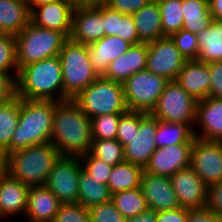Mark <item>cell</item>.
<instances>
[{
	"instance_id": "1",
	"label": "cell",
	"mask_w": 222,
	"mask_h": 222,
	"mask_svg": "<svg viewBox=\"0 0 222 222\" xmlns=\"http://www.w3.org/2000/svg\"><path fill=\"white\" fill-rule=\"evenodd\" d=\"M91 119L72 100L56 104L51 143L61 156H81L90 152L92 145Z\"/></svg>"
},
{
	"instance_id": "2",
	"label": "cell",
	"mask_w": 222,
	"mask_h": 222,
	"mask_svg": "<svg viewBox=\"0 0 222 222\" xmlns=\"http://www.w3.org/2000/svg\"><path fill=\"white\" fill-rule=\"evenodd\" d=\"M57 101L20 98L19 120L10 147L3 154L25 149L29 146L51 142L53 117Z\"/></svg>"
},
{
	"instance_id": "3",
	"label": "cell",
	"mask_w": 222,
	"mask_h": 222,
	"mask_svg": "<svg viewBox=\"0 0 222 222\" xmlns=\"http://www.w3.org/2000/svg\"><path fill=\"white\" fill-rule=\"evenodd\" d=\"M16 96L31 100L63 101L59 55L23 66L16 78Z\"/></svg>"
},
{
	"instance_id": "4",
	"label": "cell",
	"mask_w": 222,
	"mask_h": 222,
	"mask_svg": "<svg viewBox=\"0 0 222 222\" xmlns=\"http://www.w3.org/2000/svg\"><path fill=\"white\" fill-rule=\"evenodd\" d=\"M60 156L51 142L36 144L8 154L3 170L29 187L43 186Z\"/></svg>"
},
{
	"instance_id": "5",
	"label": "cell",
	"mask_w": 222,
	"mask_h": 222,
	"mask_svg": "<svg viewBox=\"0 0 222 222\" xmlns=\"http://www.w3.org/2000/svg\"><path fill=\"white\" fill-rule=\"evenodd\" d=\"M59 58L62 66L63 101L74 99L99 77L93 70L86 44L68 39Z\"/></svg>"
},
{
	"instance_id": "6",
	"label": "cell",
	"mask_w": 222,
	"mask_h": 222,
	"mask_svg": "<svg viewBox=\"0 0 222 222\" xmlns=\"http://www.w3.org/2000/svg\"><path fill=\"white\" fill-rule=\"evenodd\" d=\"M90 119L128 112L122 83L98 77L72 99Z\"/></svg>"
},
{
	"instance_id": "7",
	"label": "cell",
	"mask_w": 222,
	"mask_h": 222,
	"mask_svg": "<svg viewBox=\"0 0 222 222\" xmlns=\"http://www.w3.org/2000/svg\"><path fill=\"white\" fill-rule=\"evenodd\" d=\"M15 39L19 70L28 64L58 56L68 40L63 33L31 22L15 36Z\"/></svg>"
},
{
	"instance_id": "8",
	"label": "cell",
	"mask_w": 222,
	"mask_h": 222,
	"mask_svg": "<svg viewBox=\"0 0 222 222\" xmlns=\"http://www.w3.org/2000/svg\"><path fill=\"white\" fill-rule=\"evenodd\" d=\"M197 103L196 98L187 93L175 80H171L165 85L150 114L164 122L184 123L193 128L196 124Z\"/></svg>"
},
{
	"instance_id": "9",
	"label": "cell",
	"mask_w": 222,
	"mask_h": 222,
	"mask_svg": "<svg viewBox=\"0 0 222 222\" xmlns=\"http://www.w3.org/2000/svg\"><path fill=\"white\" fill-rule=\"evenodd\" d=\"M168 80L147 69L133 74L124 83V94L129 111L151 113Z\"/></svg>"
},
{
	"instance_id": "10",
	"label": "cell",
	"mask_w": 222,
	"mask_h": 222,
	"mask_svg": "<svg viewBox=\"0 0 222 222\" xmlns=\"http://www.w3.org/2000/svg\"><path fill=\"white\" fill-rule=\"evenodd\" d=\"M81 169L79 156H60L54 163L44 185L61 203H77Z\"/></svg>"
},
{
	"instance_id": "11",
	"label": "cell",
	"mask_w": 222,
	"mask_h": 222,
	"mask_svg": "<svg viewBox=\"0 0 222 222\" xmlns=\"http://www.w3.org/2000/svg\"><path fill=\"white\" fill-rule=\"evenodd\" d=\"M186 60L169 36L148 43L146 69L168 81L176 80Z\"/></svg>"
},
{
	"instance_id": "12",
	"label": "cell",
	"mask_w": 222,
	"mask_h": 222,
	"mask_svg": "<svg viewBox=\"0 0 222 222\" xmlns=\"http://www.w3.org/2000/svg\"><path fill=\"white\" fill-rule=\"evenodd\" d=\"M190 166L208 187L220 183L222 181V142L195 137Z\"/></svg>"
},
{
	"instance_id": "13",
	"label": "cell",
	"mask_w": 222,
	"mask_h": 222,
	"mask_svg": "<svg viewBox=\"0 0 222 222\" xmlns=\"http://www.w3.org/2000/svg\"><path fill=\"white\" fill-rule=\"evenodd\" d=\"M180 207L201 209L207 207L209 187L190 166L170 177Z\"/></svg>"
},
{
	"instance_id": "14",
	"label": "cell",
	"mask_w": 222,
	"mask_h": 222,
	"mask_svg": "<svg viewBox=\"0 0 222 222\" xmlns=\"http://www.w3.org/2000/svg\"><path fill=\"white\" fill-rule=\"evenodd\" d=\"M193 144H177L156 148L144 171L171 177L178 170L190 167Z\"/></svg>"
},
{
	"instance_id": "15",
	"label": "cell",
	"mask_w": 222,
	"mask_h": 222,
	"mask_svg": "<svg viewBox=\"0 0 222 222\" xmlns=\"http://www.w3.org/2000/svg\"><path fill=\"white\" fill-rule=\"evenodd\" d=\"M157 130V118L147 113L141 120L138 133L123 146L125 161L141 166L148 165L151 155L156 150L154 137Z\"/></svg>"
},
{
	"instance_id": "16",
	"label": "cell",
	"mask_w": 222,
	"mask_h": 222,
	"mask_svg": "<svg viewBox=\"0 0 222 222\" xmlns=\"http://www.w3.org/2000/svg\"><path fill=\"white\" fill-rule=\"evenodd\" d=\"M140 187L148 209L159 212L180 208L170 177L143 171Z\"/></svg>"
},
{
	"instance_id": "17",
	"label": "cell",
	"mask_w": 222,
	"mask_h": 222,
	"mask_svg": "<svg viewBox=\"0 0 222 222\" xmlns=\"http://www.w3.org/2000/svg\"><path fill=\"white\" fill-rule=\"evenodd\" d=\"M74 9L71 1L44 4L31 11L30 22L63 33L69 39Z\"/></svg>"
},
{
	"instance_id": "18",
	"label": "cell",
	"mask_w": 222,
	"mask_h": 222,
	"mask_svg": "<svg viewBox=\"0 0 222 222\" xmlns=\"http://www.w3.org/2000/svg\"><path fill=\"white\" fill-rule=\"evenodd\" d=\"M104 37L103 6L100 8H75L69 39L89 45Z\"/></svg>"
},
{
	"instance_id": "19",
	"label": "cell",
	"mask_w": 222,
	"mask_h": 222,
	"mask_svg": "<svg viewBox=\"0 0 222 222\" xmlns=\"http://www.w3.org/2000/svg\"><path fill=\"white\" fill-rule=\"evenodd\" d=\"M196 123L201 133L193 129L194 137L207 141H222V99L206 97L198 100Z\"/></svg>"
},
{
	"instance_id": "20",
	"label": "cell",
	"mask_w": 222,
	"mask_h": 222,
	"mask_svg": "<svg viewBox=\"0 0 222 222\" xmlns=\"http://www.w3.org/2000/svg\"><path fill=\"white\" fill-rule=\"evenodd\" d=\"M147 54V43L132 45L125 54L110 62L103 77L123 84L133 74L146 69Z\"/></svg>"
},
{
	"instance_id": "21",
	"label": "cell",
	"mask_w": 222,
	"mask_h": 222,
	"mask_svg": "<svg viewBox=\"0 0 222 222\" xmlns=\"http://www.w3.org/2000/svg\"><path fill=\"white\" fill-rule=\"evenodd\" d=\"M29 188L4 170L0 172V218L26 213Z\"/></svg>"
},
{
	"instance_id": "22",
	"label": "cell",
	"mask_w": 222,
	"mask_h": 222,
	"mask_svg": "<svg viewBox=\"0 0 222 222\" xmlns=\"http://www.w3.org/2000/svg\"><path fill=\"white\" fill-rule=\"evenodd\" d=\"M131 46V43L118 36H104L102 39L90 43L88 55L93 70L99 77L104 76L110 62L125 54Z\"/></svg>"
},
{
	"instance_id": "23",
	"label": "cell",
	"mask_w": 222,
	"mask_h": 222,
	"mask_svg": "<svg viewBox=\"0 0 222 222\" xmlns=\"http://www.w3.org/2000/svg\"><path fill=\"white\" fill-rule=\"evenodd\" d=\"M60 204L45 185L30 187L25 216L28 222H53Z\"/></svg>"
},
{
	"instance_id": "24",
	"label": "cell",
	"mask_w": 222,
	"mask_h": 222,
	"mask_svg": "<svg viewBox=\"0 0 222 222\" xmlns=\"http://www.w3.org/2000/svg\"><path fill=\"white\" fill-rule=\"evenodd\" d=\"M175 81L197 100L205 99L209 96L211 84L208 63L186 61Z\"/></svg>"
},
{
	"instance_id": "25",
	"label": "cell",
	"mask_w": 222,
	"mask_h": 222,
	"mask_svg": "<svg viewBox=\"0 0 222 222\" xmlns=\"http://www.w3.org/2000/svg\"><path fill=\"white\" fill-rule=\"evenodd\" d=\"M139 43H151L163 35L162 17L156 0L132 14Z\"/></svg>"
},
{
	"instance_id": "26",
	"label": "cell",
	"mask_w": 222,
	"mask_h": 222,
	"mask_svg": "<svg viewBox=\"0 0 222 222\" xmlns=\"http://www.w3.org/2000/svg\"><path fill=\"white\" fill-rule=\"evenodd\" d=\"M26 0H0V33L17 36L30 23Z\"/></svg>"
},
{
	"instance_id": "27",
	"label": "cell",
	"mask_w": 222,
	"mask_h": 222,
	"mask_svg": "<svg viewBox=\"0 0 222 222\" xmlns=\"http://www.w3.org/2000/svg\"><path fill=\"white\" fill-rule=\"evenodd\" d=\"M198 57L203 63L222 61V21L213 20L209 27L197 34Z\"/></svg>"
},
{
	"instance_id": "28",
	"label": "cell",
	"mask_w": 222,
	"mask_h": 222,
	"mask_svg": "<svg viewBox=\"0 0 222 222\" xmlns=\"http://www.w3.org/2000/svg\"><path fill=\"white\" fill-rule=\"evenodd\" d=\"M182 12V29L196 35L209 27L213 21L209 0H182Z\"/></svg>"
},
{
	"instance_id": "29",
	"label": "cell",
	"mask_w": 222,
	"mask_h": 222,
	"mask_svg": "<svg viewBox=\"0 0 222 222\" xmlns=\"http://www.w3.org/2000/svg\"><path fill=\"white\" fill-rule=\"evenodd\" d=\"M111 197L112 194L107 184L99 183V181L92 178L86 171L83 169L80 170L77 203L90 208L94 205L111 201Z\"/></svg>"
},
{
	"instance_id": "30",
	"label": "cell",
	"mask_w": 222,
	"mask_h": 222,
	"mask_svg": "<svg viewBox=\"0 0 222 222\" xmlns=\"http://www.w3.org/2000/svg\"><path fill=\"white\" fill-rule=\"evenodd\" d=\"M193 129L188 124L164 122L157 119V130L154 142L157 148L177 144H193Z\"/></svg>"
},
{
	"instance_id": "31",
	"label": "cell",
	"mask_w": 222,
	"mask_h": 222,
	"mask_svg": "<svg viewBox=\"0 0 222 222\" xmlns=\"http://www.w3.org/2000/svg\"><path fill=\"white\" fill-rule=\"evenodd\" d=\"M144 169L141 166L123 161L112 168L107 183L110 193L132 190L140 187L141 176Z\"/></svg>"
},
{
	"instance_id": "32",
	"label": "cell",
	"mask_w": 222,
	"mask_h": 222,
	"mask_svg": "<svg viewBox=\"0 0 222 222\" xmlns=\"http://www.w3.org/2000/svg\"><path fill=\"white\" fill-rule=\"evenodd\" d=\"M20 111V97L0 105V153L3 155L10 147L14 131L17 128Z\"/></svg>"
},
{
	"instance_id": "33",
	"label": "cell",
	"mask_w": 222,
	"mask_h": 222,
	"mask_svg": "<svg viewBox=\"0 0 222 222\" xmlns=\"http://www.w3.org/2000/svg\"><path fill=\"white\" fill-rule=\"evenodd\" d=\"M111 201L125 219L134 217L148 209L141 187L112 194Z\"/></svg>"
},
{
	"instance_id": "34",
	"label": "cell",
	"mask_w": 222,
	"mask_h": 222,
	"mask_svg": "<svg viewBox=\"0 0 222 222\" xmlns=\"http://www.w3.org/2000/svg\"><path fill=\"white\" fill-rule=\"evenodd\" d=\"M162 17L164 36L180 31L183 25L182 0H156Z\"/></svg>"
},
{
	"instance_id": "35",
	"label": "cell",
	"mask_w": 222,
	"mask_h": 222,
	"mask_svg": "<svg viewBox=\"0 0 222 222\" xmlns=\"http://www.w3.org/2000/svg\"><path fill=\"white\" fill-rule=\"evenodd\" d=\"M90 153L111 166L125 161L123 146L117 139H93Z\"/></svg>"
},
{
	"instance_id": "36",
	"label": "cell",
	"mask_w": 222,
	"mask_h": 222,
	"mask_svg": "<svg viewBox=\"0 0 222 222\" xmlns=\"http://www.w3.org/2000/svg\"><path fill=\"white\" fill-rule=\"evenodd\" d=\"M18 72L15 36L0 33V73L14 75L16 79Z\"/></svg>"
},
{
	"instance_id": "37",
	"label": "cell",
	"mask_w": 222,
	"mask_h": 222,
	"mask_svg": "<svg viewBox=\"0 0 222 222\" xmlns=\"http://www.w3.org/2000/svg\"><path fill=\"white\" fill-rule=\"evenodd\" d=\"M123 114L99 115L91 119L93 139H116L117 127Z\"/></svg>"
},
{
	"instance_id": "38",
	"label": "cell",
	"mask_w": 222,
	"mask_h": 222,
	"mask_svg": "<svg viewBox=\"0 0 222 222\" xmlns=\"http://www.w3.org/2000/svg\"><path fill=\"white\" fill-rule=\"evenodd\" d=\"M145 112L128 111L124 113L118 122L116 139L127 145L139 131L140 120L146 115Z\"/></svg>"
},
{
	"instance_id": "39",
	"label": "cell",
	"mask_w": 222,
	"mask_h": 222,
	"mask_svg": "<svg viewBox=\"0 0 222 222\" xmlns=\"http://www.w3.org/2000/svg\"><path fill=\"white\" fill-rule=\"evenodd\" d=\"M79 158L82 162V169L92 178L96 179L102 184L108 183L113 166L107 164L97 157H94L90 152L79 156Z\"/></svg>"
},
{
	"instance_id": "40",
	"label": "cell",
	"mask_w": 222,
	"mask_h": 222,
	"mask_svg": "<svg viewBox=\"0 0 222 222\" xmlns=\"http://www.w3.org/2000/svg\"><path fill=\"white\" fill-rule=\"evenodd\" d=\"M170 37L186 61L197 60L199 42L196 34L181 29Z\"/></svg>"
},
{
	"instance_id": "41",
	"label": "cell",
	"mask_w": 222,
	"mask_h": 222,
	"mask_svg": "<svg viewBox=\"0 0 222 222\" xmlns=\"http://www.w3.org/2000/svg\"><path fill=\"white\" fill-rule=\"evenodd\" d=\"M53 222H91L88 208L80 203H61Z\"/></svg>"
},
{
	"instance_id": "42",
	"label": "cell",
	"mask_w": 222,
	"mask_h": 222,
	"mask_svg": "<svg viewBox=\"0 0 222 222\" xmlns=\"http://www.w3.org/2000/svg\"><path fill=\"white\" fill-rule=\"evenodd\" d=\"M91 222H125L122 213L112 201L88 208Z\"/></svg>"
},
{
	"instance_id": "43",
	"label": "cell",
	"mask_w": 222,
	"mask_h": 222,
	"mask_svg": "<svg viewBox=\"0 0 222 222\" xmlns=\"http://www.w3.org/2000/svg\"><path fill=\"white\" fill-rule=\"evenodd\" d=\"M211 79L209 96L222 99V61L208 63Z\"/></svg>"
},
{
	"instance_id": "44",
	"label": "cell",
	"mask_w": 222,
	"mask_h": 222,
	"mask_svg": "<svg viewBox=\"0 0 222 222\" xmlns=\"http://www.w3.org/2000/svg\"><path fill=\"white\" fill-rule=\"evenodd\" d=\"M104 36H118L121 21V13L103 6Z\"/></svg>"
},
{
	"instance_id": "45",
	"label": "cell",
	"mask_w": 222,
	"mask_h": 222,
	"mask_svg": "<svg viewBox=\"0 0 222 222\" xmlns=\"http://www.w3.org/2000/svg\"><path fill=\"white\" fill-rule=\"evenodd\" d=\"M153 0H109L107 6L123 15H132Z\"/></svg>"
},
{
	"instance_id": "46",
	"label": "cell",
	"mask_w": 222,
	"mask_h": 222,
	"mask_svg": "<svg viewBox=\"0 0 222 222\" xmlns=\"http://www.w3.org/2000/svg\"><path fill=\"white\" fill-rule=\"evenodd\" d=\"M119 38L131 43L132 45L138 44V35L132 15H123L121 13Z\"/></svg>"
},
{
	"instance_id": "47",
	"label": "cell",
	"mask_w": 222,
	"mask_h": 222,
	"mask_svg": "<svg viewBox=\"0 0 222 222\" xmlns=\"http://www.w3.org/2000/svg\"><path fill=\"white\" fill-rule=\"evenodd\" d=\"M16 97V79L9 74L0 73V105Z\"/></svg>"
},
{
	"instance_id": "48",
	"label": "cell",
	"mask_w": 222,
	"mask_h": 222,
	"mask_svg": "<svg viewBox=\"0 0 222 222\" xmlns=\"http://www.w3.org/2000/svg\"><path fill=\"white\" fill-rule=\"evenodd\" d=\"M207 207L222 219V181L209 186Z\"/></svg>"
},
{
	"instance_id": "49",
	"label": "cell",
	"mask_w": 222,
	"mask_h": 222,
	"mask_svg": "<svg viewBox=\"0 0 222 222\" xmlns=\"http://www.w3.org/2000/svg\"><path fill=\"white\" fill-rule=\"evenodd\" d=\"M186 222H222V219L208 207L188 209Z\"/></svg>"
},
{
	"instance_id": "50",
	"label": "cell",
	"mask_w": 222,
	"mask_h": 222,
	"mask_svg": "<svg viewBox=\"0 0 222 222\" xmlns=\"http://www.w3.org/2000/svg\"><path fill=\"white\" fill-rule=\"evenodd\" d=\"M188 209L178 208L157 212L156 222H186Z\"/></svg>"
},
{
	"instance_id": "51",
	"label": "cell",
	"mask_w": 222,
	"mask_h": 222,
	"mask_svg": "<svg viewBox=\"0 0 222 222\" xmlns=\"http://www.w3.org/2000/svg\"><path fill=\"white\" fill-rule=\"evenodd\" d=\"M157 219V212L151 209H147L140 214L125 219V222H156Z\"/></svg>"
},
{
	"instance_id": "52",
	"label": "cell",
	"mask_w": 222,
	"mask_h": 222,
	"mask_svg": "<svg viewBox=\"0 0 222 222\" xmlns=\"http://www.w3.org/2000/svg\"><path fill=\"white\" fill-rule=\"evenodd\" d=\"M109 0H74V8H100L106 6Z\"/></svg>"
},
{
	"instance_id": "53",
	"label": "cell",
	"mask_w": 222,
	"mask_h": 222,
	"mask_svg": "<svg viewBox=\"0 0 222 222\" xmlns=\"http://www.w3.org/2000/svg\"><path fill=\"white\" fill-rule=\"evenodd\" d=\"M209 10L213 20L222 21V0H209Z\"/></svg>"
},
{
	"instance_id": "54",
	"label": "cell",
	"mask_w": 222,
	"mask_h": 222,
	"mask_svg": "<svg viewBox=\"0 0 222 222\" xmlns=\"http://www.w3.org/2000/svg\"><path fill=\"white\" fill-rule=\"evenodd\" d=\"M30 12L34 9L37 8L38 6L44 5V4H49V3H54V2H59V1H69V0H26Z\"/></svg>"
},
{
	"instance_id": "55",
	"label": "cell",
	"mask_w": 222,
	"mask_h": 222,
	"mask_svg": "<svg viewBox=\"0 0 222 222\" xmlns=\"http://www.w3.org/2000/svg\"><path fill=\"white\" fill-rule=\"evenodd\" d=\"M4 165V158L3 155L0 153V172L3 170Z\"/></svg>"
}]
</instances>
